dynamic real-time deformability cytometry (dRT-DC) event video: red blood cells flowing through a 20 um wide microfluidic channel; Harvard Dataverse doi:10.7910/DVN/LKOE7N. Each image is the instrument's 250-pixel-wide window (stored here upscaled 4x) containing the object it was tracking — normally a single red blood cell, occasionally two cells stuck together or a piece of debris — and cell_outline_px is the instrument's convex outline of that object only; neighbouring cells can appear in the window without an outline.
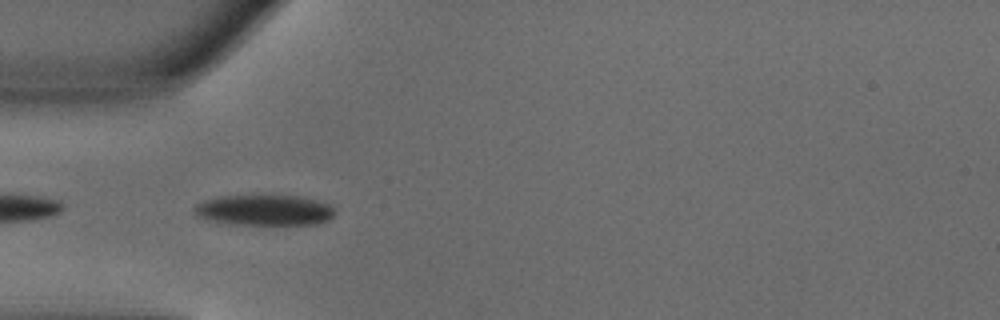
{"species": "common noctule bat (a hibernating species)", "species_latin": "Nyctalus noctula", "temperature_condition": "warm", "stored_images_in_passage": 48, "camera_frame_rate_fps": 3000, "um_per_image_px": 0.085, "animal": {"sex": "male", "body_mass_g": 18.8}, "frame": {"image": 1, "passage_image": 14, "time_ms": 4.333, "image_size_px": [1000, 320], "cell_outline_px": [[336, 212], [328, 220], [316, 224], [280, 228], [264, 228], [232, 224], [212, 220], [196, 216], [192, 208], [196, 204], [204, 200], [224, 196], [300, 196], [316, 200], [328, 204], [336, 208]], "centroid_in_image_um": [22.53, 17.93], "position_along_channel_um": 62.5, "area_um2": 26.36}}
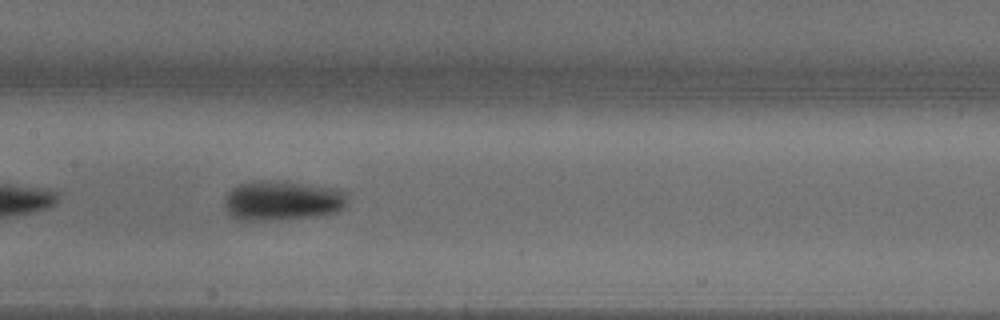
{"frame": {"image": 2, "passage_image": 23, "time_ms": 7.333, "image_size_px": [1000, 320], "cell_outline_px": [[348, 200], [344, 208], [336, 212], [316, 216], [280, 220], [236, 220], [224, 208], [224, 196], [232, 188], [240, 184], [256, 180], [268, 180], [336, 188], [348, 192]], "centroid_in_image_um": [23.99, 17.06], "position_along_channel_um": 183.4, "area_um2": 28.78}}
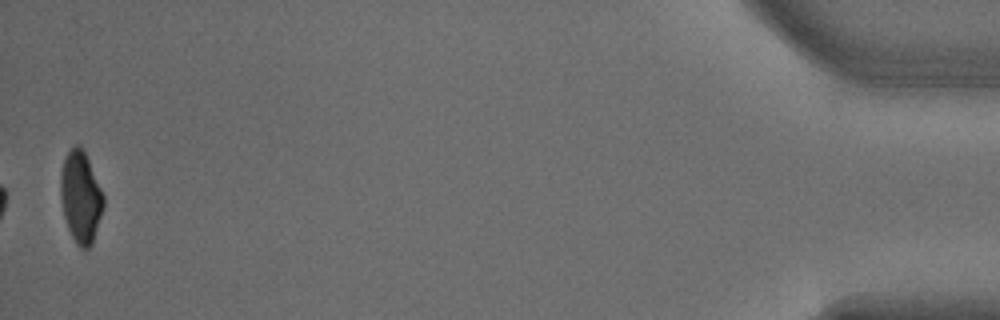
{"frame": {"image": 3, "passage_image": 48, "time_ms": 15.667, "image_size_px": [1000, 320], "cell_outline_px": [[104, 204], [92, 244], [84, 252], [76, 244], [68, 228], [64, 216], [60, 196], [60, 176], [64, 160], [68, 152], [76, 144], [80, 144], [88, 160], [104, 196]], "centroid_in_image_um": [6.85, 16.78], "position_along_channel_um": 428.4, "area_um2": 22.66}, "authors_computed_cell_mechanics": {"area_um2": 27.5706, "velocity_mm_per_s": 4.0515, "shape_relaxation_time_tau1_ms": 4.0974, "shape_relaxation_time_tau2_ms": 2.0119, "deformation_change_tau1": 0.1761, "deformation_change_tau2": 0.0522}}